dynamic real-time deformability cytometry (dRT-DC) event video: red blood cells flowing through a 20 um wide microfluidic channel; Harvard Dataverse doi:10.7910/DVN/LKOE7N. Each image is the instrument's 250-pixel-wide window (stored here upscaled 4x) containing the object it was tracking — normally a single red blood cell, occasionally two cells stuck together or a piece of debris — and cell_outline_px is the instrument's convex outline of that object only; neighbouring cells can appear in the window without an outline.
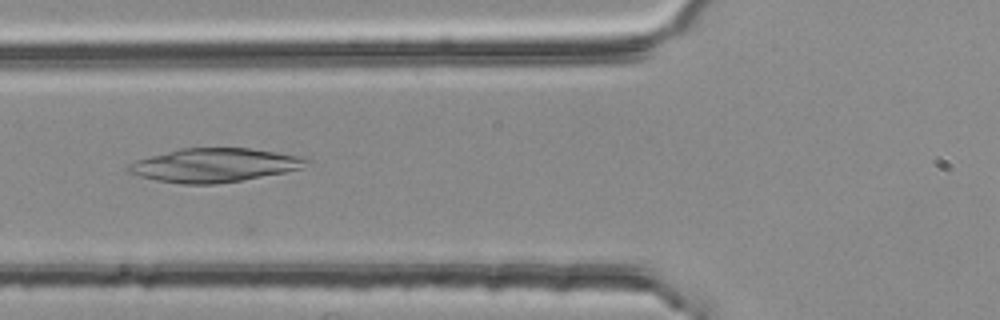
{"species": "common noctule bat (a hibernating species)", "species_latin": "Nyctalus noctula", "temperature_condition": "room temperature", "stored_images_in_passage": 3, "camera_frame_rate_fps": 3000, "um_per_image_px": 0.085, "animal": {"sex": "female", "body_mass_g": 25.1}, "frame": {"image": 1, "passage_image": 3, "time_ms": 0.667, "image_size_px": [1000, 320], "cell_outline_px": [[312, 160], [304, 168], [284, 172], [240, 180], [216, 184], [184, 184], [156, 180], [140, 176], [128, 172], [128, 164], [136, 160], [180, 148], [248, 148], [276, 152], [300, 156]], "centroid_in_image_um": [18.24, 14.03], "position_along_channel_um": 107.6, "area_um2": 34.8}}